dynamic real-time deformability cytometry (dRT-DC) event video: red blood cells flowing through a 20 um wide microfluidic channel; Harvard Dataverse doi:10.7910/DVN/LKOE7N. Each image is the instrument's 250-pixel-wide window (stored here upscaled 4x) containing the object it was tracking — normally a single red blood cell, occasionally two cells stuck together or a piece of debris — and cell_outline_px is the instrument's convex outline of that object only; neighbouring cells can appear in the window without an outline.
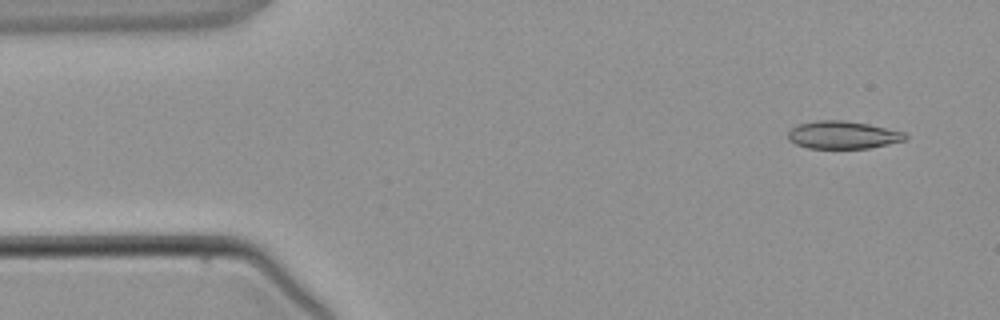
{"species": "common noctule bat (a hibernating species)", "species_latin": "Nyctalus noctula", "temperature_condition": "warm", "stored_images_in_passage": 4, "segment_of_instrument_passage": [1, 2], "camera_frame_rate_fps": 3000, "um_per_image_px": 0.085, "animal": {"sex": "male", "body_mass_g": 21.5, "forearm_length_mm": 52.0}, "frame": {"image": 1, "passage_image": 1, "time_ms": 0.0, "image_size_px": [1000, 320], "cell_outline_px": [[908, 140], [868, 148], [808, 148], [796, 144], [788, 140], [788, 132], [796, 124], [816, 120], [844, 120], [868, 124], [904, 132], [908, 136]], "centroid_in_image_um": [71.63, 11.46], "position_along_channel_um": 13.4, "area_um2": 19.02}}
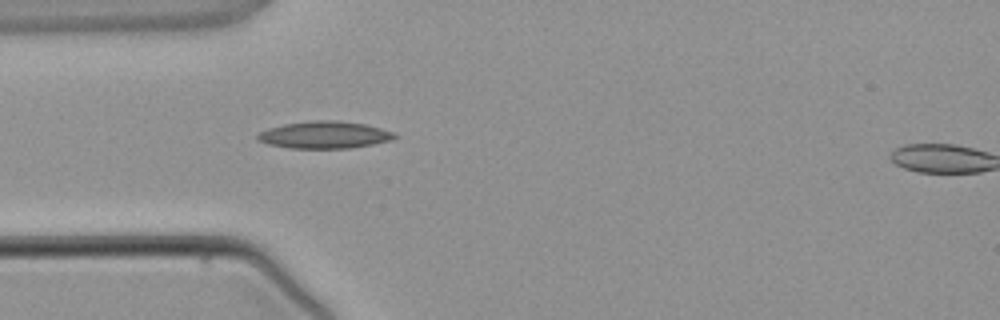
{"frame": {"image": 2, "passage_image": 3, "time_ms": 3.0, "image_size_px": [1000, 320], "cell_outline_px": [[396, 136], [388, 140], [372, 144], [348, 148], [288, 148], [268, 144], [256, 140], [256, 136], [260, 132], [268, 128], [284, 124], [312, 120], [336, 120], [364, 124], [396, 132]], "centroid_in_image_um": [27.53, 11.46], "position_along_channel_um": 57.5, "area_um2": 21.56}}